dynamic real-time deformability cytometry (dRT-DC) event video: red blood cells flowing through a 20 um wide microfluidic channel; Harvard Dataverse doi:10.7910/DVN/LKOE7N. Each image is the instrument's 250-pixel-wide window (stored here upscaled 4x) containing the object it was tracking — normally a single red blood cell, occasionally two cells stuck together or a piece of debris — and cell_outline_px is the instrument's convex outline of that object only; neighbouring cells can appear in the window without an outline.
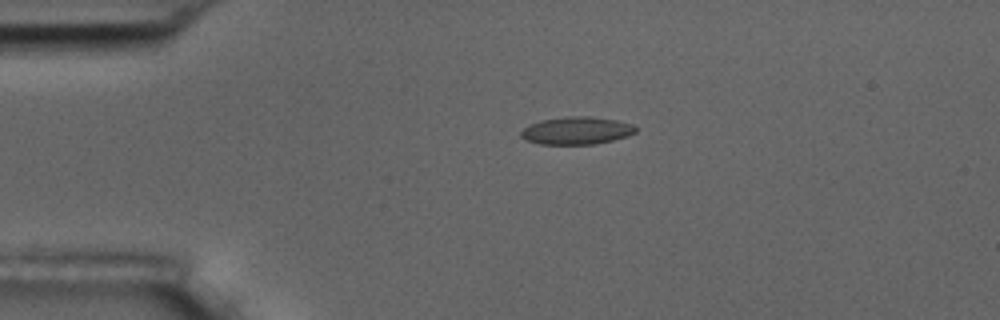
{"species": "common noctule bat (a hibernating species)", "species_latin": "Nyctalus noctula", "temperature_condition": "room temperature", "stored_images_in_passage": 5, "camera_frame_rate_fps": 3000, "um_per_image_px": 0.085, "animal": {"sex": "male", "body_mass_g": 17.5, "forearm_length_mm": 52.3}, "frame": {"image": 1, "passage_image": 4, "time_ms": 3.333, "image_size_px": [1000, 320], "cell_outline_px": [[636, 132], [628, 136], [612, 140], [592, 144], [540, 144], [528, 140], [520, 136], [520, 132], [528, 124], [540, 120], [568, 116], [588, 116], [616, 120], [632, 124], [636, 128]], "centroid_in_image_um": [48.99, 11.09], "position_along_channel_um": 36.0, "area_um2": 18.38}}